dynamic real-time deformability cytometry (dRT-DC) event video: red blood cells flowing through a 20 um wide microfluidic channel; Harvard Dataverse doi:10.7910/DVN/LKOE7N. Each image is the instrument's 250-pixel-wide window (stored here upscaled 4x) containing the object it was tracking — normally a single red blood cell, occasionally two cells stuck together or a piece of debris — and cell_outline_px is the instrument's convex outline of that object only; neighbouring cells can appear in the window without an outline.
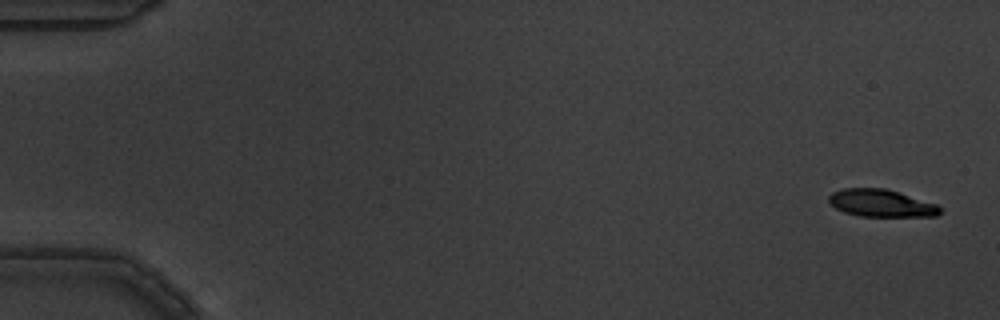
{"species": "common noctule bat (a hibernating species)", "species_latin": "Nyctalus noctula", "temperature_condition": "warm", "stored_images_in_passage": 5, "camera_frame_rate_fps": 3000, "um_per_image_px": 0.085, "animal": {"sex": "male", "body_mass_g": 19.5, "forearm_length_mm": 54.6}, "frame": {"image": 1, "passage_image": 1, "time_ms": 0.0, "image_size_px": [1000, 320], "cell_outline_px": [[940, 212], [936, 216], [860, 216], [844, 212], [836, 208], [828, 200], [828, 196], [832, 192], [844, 188], [884, 188], [936, 204], [940, 208]], "centroid_in_image_um": [74.86, 17.27], "position_along_channel_um": 10.1, "area_um2": 17.46}}